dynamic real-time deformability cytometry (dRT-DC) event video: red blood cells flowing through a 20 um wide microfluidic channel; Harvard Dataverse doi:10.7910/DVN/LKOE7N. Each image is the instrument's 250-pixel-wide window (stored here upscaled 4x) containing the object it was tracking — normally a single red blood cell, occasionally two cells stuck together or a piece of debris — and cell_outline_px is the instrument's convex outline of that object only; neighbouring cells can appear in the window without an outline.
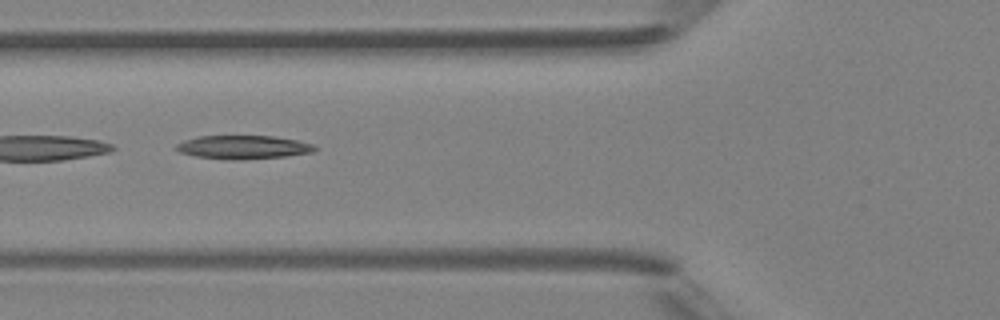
{"species": "Egyptian fruit bat (a non-hibernating species)", "species_latin": "Rousettus aegyptiacus", "temperature_condition": "room temperature", "stored_images_in_passage": 4, "camera_frame_rate_fps": 3000, "um_per_image_px": 0.085, "animal": {"sex": "female"}, "frame": {"image": 1, "passage_image": 4, "time_ms": 3.333, "image_size_px": [1000, 320], "cell_outline_px": [[316, 148], [312, 152], [288, 156], [244, 160], [228, 160], [196, 156], [180, 152], [176, 148], [176, 144], [184, 140], [196, 136], [276, 136], [296, 140], [312, 144]], "centroid_in_image_um": [20.66, 12.51], "position_along_channel_um": 105.1, "area_um2": 19.07}}